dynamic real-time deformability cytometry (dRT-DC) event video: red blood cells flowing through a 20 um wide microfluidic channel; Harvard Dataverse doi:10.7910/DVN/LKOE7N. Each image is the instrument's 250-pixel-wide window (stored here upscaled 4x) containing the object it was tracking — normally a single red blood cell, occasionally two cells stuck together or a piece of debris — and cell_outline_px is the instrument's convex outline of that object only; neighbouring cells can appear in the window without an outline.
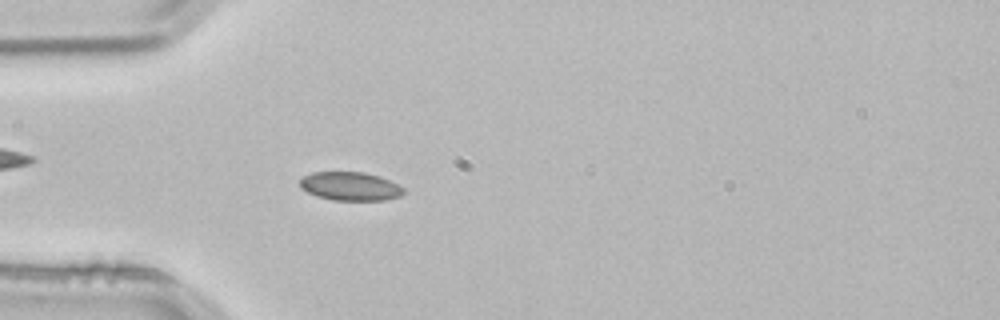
{"species": "common noctule bat (a hibernating species)", "species_latin": "Nyctalus noctula", "temperature_condition": "room temperature", "stored_images_in_passage": 2, "camera_frame_rate_fps": 3000, "um_per_image_px": 0.085, "animal": {"sex": "male", "body_mass_g": 21.5, "forearm_length_mm": 52.0}, "frame": {"image": 1, "passage_image": 2, "time_ms": 0.333, "image_size_px": [1000, 320], "cell_outline_px": [[404, 192], [400, 196], [384, 200], [332, 200], [316, 196], [300, 188], [300, 180], [304, 176], [312, 172], [364, 172], [380, 176], [404, 188]], "centroid_in_image_um": [29.75, 15.83], "position_along_channel_um": 55.2, "area_um2": 17.22}}